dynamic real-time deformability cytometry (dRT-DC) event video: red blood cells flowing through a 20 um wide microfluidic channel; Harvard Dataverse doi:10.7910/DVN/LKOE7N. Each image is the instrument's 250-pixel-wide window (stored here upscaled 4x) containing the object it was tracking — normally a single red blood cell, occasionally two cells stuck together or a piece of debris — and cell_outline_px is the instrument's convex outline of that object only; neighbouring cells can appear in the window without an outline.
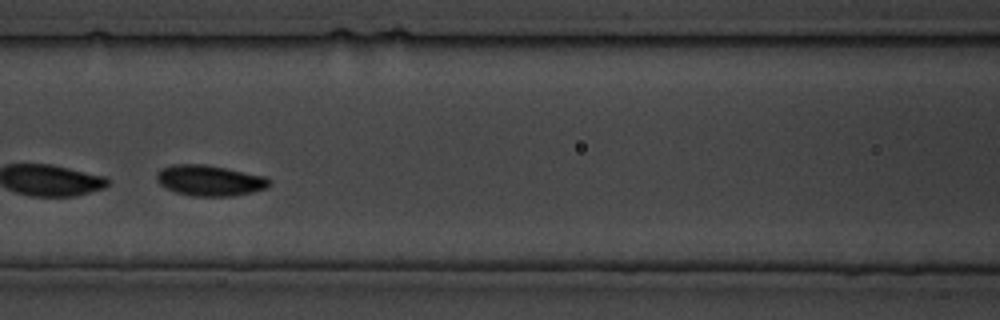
{"species": "common noctule bat (a hibernating species)", "species_latin": "Nyctalus noctula", "temperature_condition": "cold", "stored_images_in_passage": 26, "camera_frame_rate_fps": 3000, "um_per_image_px": 0.085, "animal": {"sex": "male", "body_mass_g": 19.5, "forearm_length_mm": 54.6}, "frame": {"image": 1, "passage_image": 8, "time_ms": 7.667, "image_size_px": [1000, 320], "cell_outline_px": [[272, 180], [268, 188], [236, 196], [192, 196], [176, 192], [160, 184], [156, 180], [156, 172], [160, 168], [172, 164], [204, 164], [268, 176]], "centroid_in_image_um": [17.86, 15.33], "position_along_channel_um": 148.7, "area_um2": 20.46}}
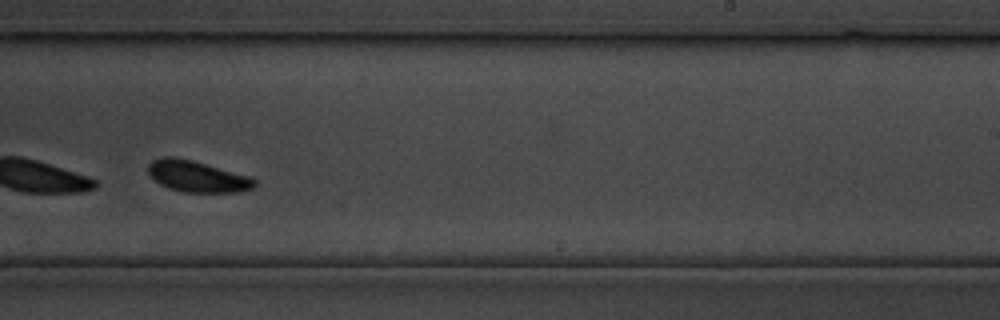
{"frame": {"image": 2, "passage_image": 14, "time_ms": 15.667, "image_size_px": [1000, 320], "cell_outline_px": [[256, 184], [252, 188], [236, 192], [184, 192], [168, 188], [160, 184], [148, 172], [148, 164], [152, 160], [160, 156], [176, 156], [192, 160], [248, 176], [256, 180]], "centroid_in_image_um": [16.71, 14.98], "position_along_channel_um": 272.3, "area_um2": 19.25}}
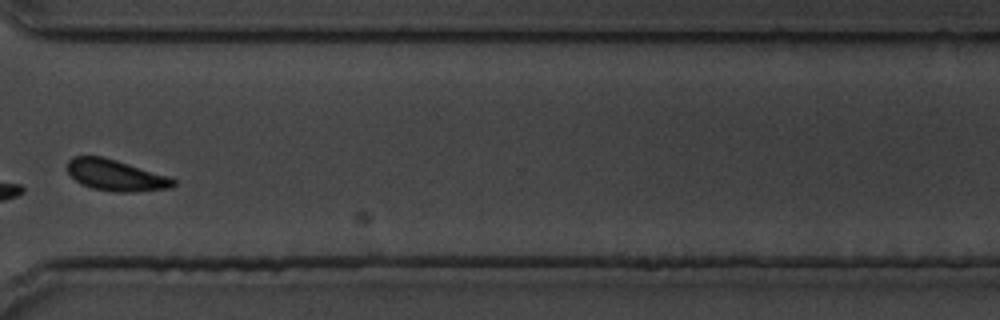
{"frame": {"image": 3, "passage_image": 19, "time_ms": 21.333, "image_size_px": [1000, 320], "cell_outline_px": [[176, 184], [172, 188], [132, 192], [116, 192], [92, 188], [76, 180], [68, 172], [68, 160], [72, 156], [100, 156], [116, 160], [168, 176], [176, 180]], "centroid_in_image_um": [9.86, 14.9], "position_along_channel_um": 360.7, "area_um2": 19.07}}